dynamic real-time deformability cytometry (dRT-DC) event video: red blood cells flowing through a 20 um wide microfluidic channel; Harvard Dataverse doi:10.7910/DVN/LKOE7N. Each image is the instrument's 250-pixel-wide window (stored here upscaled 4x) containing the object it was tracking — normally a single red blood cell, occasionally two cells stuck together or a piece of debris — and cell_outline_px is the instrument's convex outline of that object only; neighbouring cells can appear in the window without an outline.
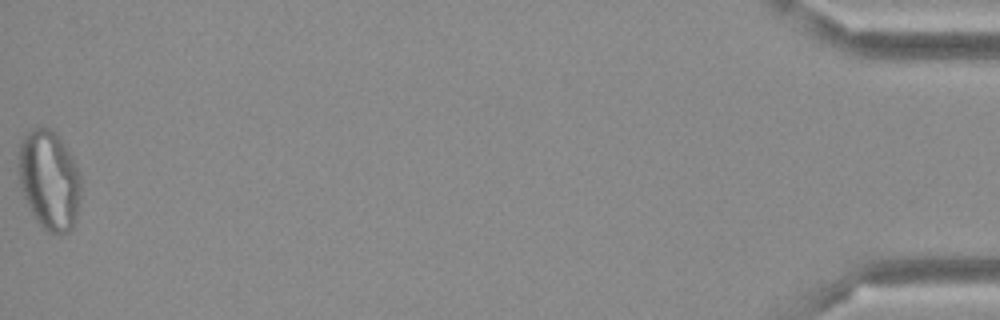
{"species": "Egyptian fruit bat (a non-hibernating species)", "species_latin": "Rousettus aegyptiacus", "temperature_condition": "cold", "stored_images_in_passage": 48, "camera_frame_rate_fps": 3000, "um_per_image_px": 0.085, "frame": {"image": 1, "passage_image": 48, "time_ms": 15.667, "image_size_px": [1000, 320], "cell_outline_px": [[80, 196], [76, 216], [72, 228], [68, 232], [60, 236], [48, 232], [36, 220], [24, 196], [20, 184], [20, 144], [24, 136], [32, 128], [48, 128], [56, 132], [60, 136], [72, 156], [80, 172]], "centroid_in_image_um": [4.22, 15.31], "position_along_channel_um": 431.0, "area_um2": 35.95}}